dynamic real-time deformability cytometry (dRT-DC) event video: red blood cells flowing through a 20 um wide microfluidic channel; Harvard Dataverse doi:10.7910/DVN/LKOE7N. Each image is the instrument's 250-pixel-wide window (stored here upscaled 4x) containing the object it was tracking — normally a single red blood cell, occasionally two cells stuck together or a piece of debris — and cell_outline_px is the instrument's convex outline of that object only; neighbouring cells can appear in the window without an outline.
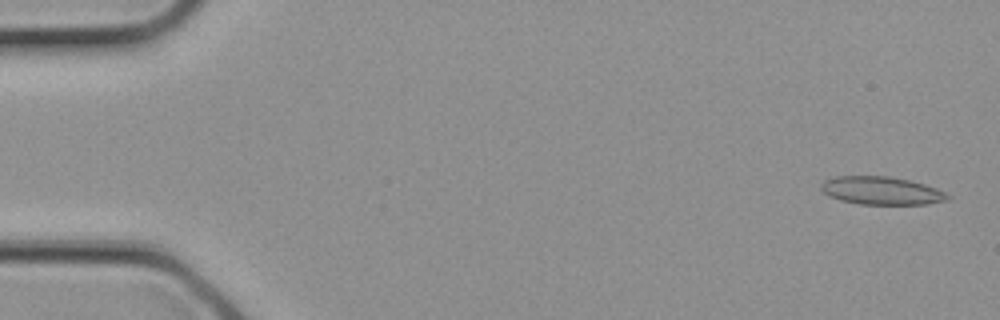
{"species": "common noctule bat (a hibernating species)", "species_latin": "Nyctalus noctula", "temperature_condition": "cold", "stored_images_in_passage": 10, "camera_frame_rate_fps": 3000, "um_per_image_px": 0.085, "animal": {"sex": "female", "body_mass_g": 21.9}, "frame": {"image": 1, "passage_image": 1, "time_ms": 0.0, "image_size_px": [1000, 320], "cell_outline_px": [[952, 196], [948, 200], [928, 204], [860, 204], [840, 200], [824, 192], [820, 188], [820, 184], [824, 180], [836, 176], [888, 176], [908, 180], [924, 184], [936, 188]], "centroid_in_image_um": [74.94, 16.2], "position_along_channel_um": 10.1, "area_um2": 20.58}}
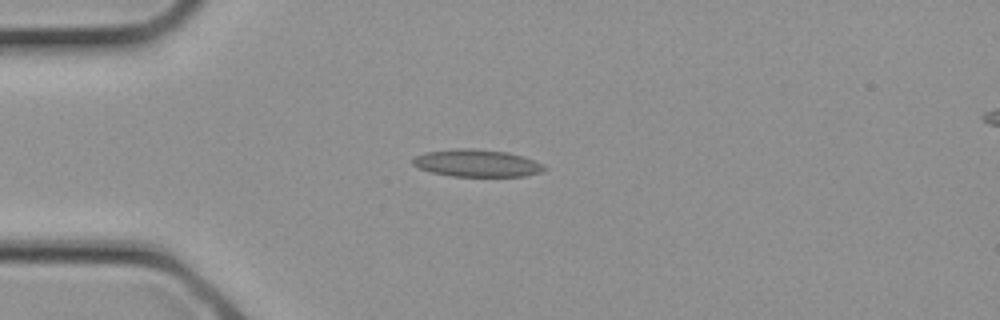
{"frame": {"image": 2, "passage_image": 7, "time_ms": 2.0, "image_size_px": [1000, 320], "cell_outline_px": [[548, 168], [544, 172], [524, 176], [452, 176], [432, 172], [420, 168], [412, 164], [412, 160], [416, 156], [424, 152], [456, 148], [476, 148], [508, 152], [524, 156], [544, 164]], "centroid_in_image_um": [40.59, 13.86], "position_along_channel_um": 44.4, "area_um2": 21.15}}
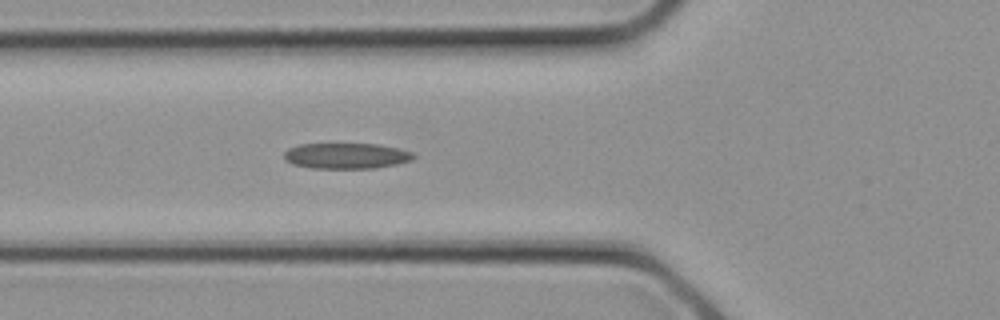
{"frame": {"image": 3, "passage_image": 10, "time_ms": 3.0, "image_size_px": [1000, 320], "cell_outline_px": [[416, 156], [412, 160], [396, 164], [376, 168], [312, 168], [292, 164], [284, 160], [284, 152], [288, 148], [300, 144], [376, 144], [396, 148], [412, 152]], "centroid_in_image_um": [29.41, 13.25], "position_along_channel_um": 96.4, "area_um2": 19.36}}